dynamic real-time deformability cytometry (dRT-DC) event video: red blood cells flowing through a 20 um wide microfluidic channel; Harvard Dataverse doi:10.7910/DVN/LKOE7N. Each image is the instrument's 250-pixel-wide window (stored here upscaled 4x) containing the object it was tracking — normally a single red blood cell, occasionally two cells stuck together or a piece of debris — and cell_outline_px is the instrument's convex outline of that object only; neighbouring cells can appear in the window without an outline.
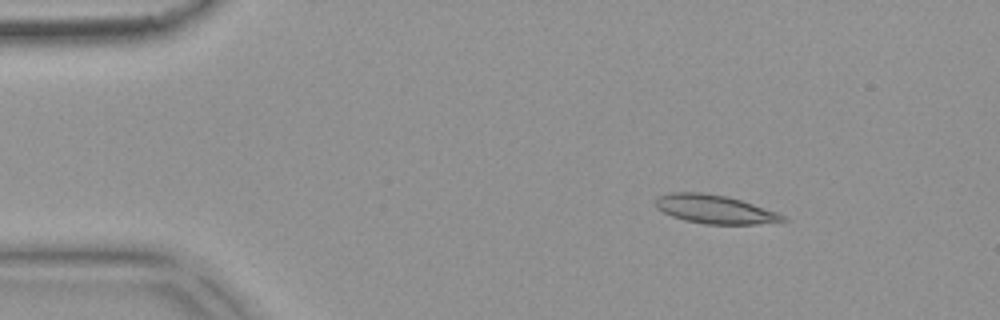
{"species": "common noctule bat (a hibernating species)", "species_latin": "Nyctalus noctula", "temperature_condition": "warm", "stored_images_in_passage": 54, "camera_frame_rate_fps": 3000, "um_per_image_px": 0.085, "animal": {"sex": "female", "body_mass_g": 18.4}, "frame": {"image": 1, "passage_image": 8, "time_ms": 2.333, "image_size_px": [1000, 320], "cell_outline_px": [[788, 220], [756, 224], [704, 224], [684, 220], [672, 216], [656, 208], [656, 196], [668, 192], [704, 192], [728, 196], [776, 212], [784, 216]], "centroid_in_image_um": [60.69, 17.77], "position_along_channel_um": 24.3, "area_um2": 21.15}}
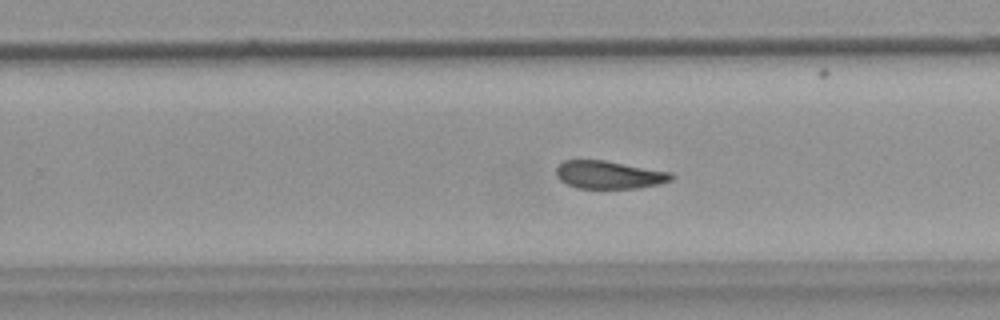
{"frame": {"image": 2, "passage_image": 34, "time_ms": 11.0, "image_size_px": [1000, 320], "cell_outline_px": [[676, 176], [672, 180], [660, 184], [636, 188], [576, 188], [560, 180], [556, 176], [556, 168], [564, 160], [604, 160], [672, 172]], "centroid_in_image_um": [51.8, 14.86], "position_along_channel_um": 278.0, "area_um2": 18.79}}
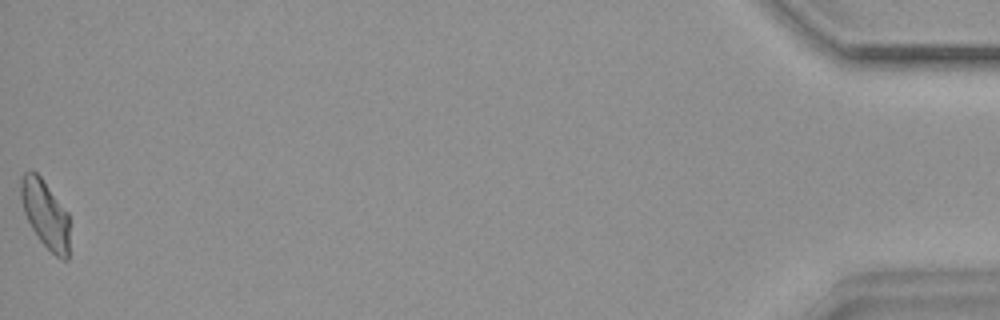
{"frame": {"image": 3, "passage_image": 54, "time_ms": 17.667, "image_size_px": [1000, 320], "cell_outline_px": [[68, 260], [60, 260], [40, 240], [32, 228], [24, 212], [20, 196], [20, 176], [24, 172], [36, 172], [40, 176], [68, 212]], "centroid_in_image_um": [3.84, 18.18], "position_along_channel_um": 431.4, "area_um2": 19.07}, "authors_computed_cell_mechanics": {"area_um2": 20.0855, "velocity_mm_per_s": 3.7588, "shape_relaxation_time_tau1_ms": 7.3848, "shape_relaxation_time_tau2_ms": 3.6301, "deformation_change_tau1": 0.1769, "deformation_change_tau2": 0.1133}}